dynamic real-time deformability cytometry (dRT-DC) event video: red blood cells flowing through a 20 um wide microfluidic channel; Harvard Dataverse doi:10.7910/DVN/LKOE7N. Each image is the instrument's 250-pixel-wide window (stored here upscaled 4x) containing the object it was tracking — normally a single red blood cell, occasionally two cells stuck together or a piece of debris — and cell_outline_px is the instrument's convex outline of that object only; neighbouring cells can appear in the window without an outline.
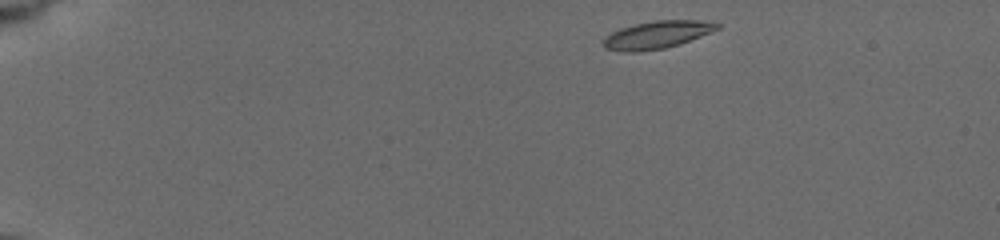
{"species": "common noctule bat (a hibernating species)", "species_latin": "Nyctalus noctula", "temperature_condition": "cold", "stored_images_in_passage": 47, "camera_frame_rate_fps": 3000, "um_per_image_px": 0.085, "animal": {"sex": "female", "body_mass_g": 19.5, "forearm_length_mm": 54.1}, "frame": {"image": 1, "passage_image": 1, "time_ms": 0.0, "image_size_px": [1000, 240], "cell_outline_px": [[720, 28], [680, 44], [664, 48], [640, 52], [624, 52], [604, 48], [604, 40], [612, 32], [620, 28], [636, 24], [656, 20], [700, 20], [720, 24]], "centroid_in_image_um": [55.85, 2.96], "position_along_channel_um": 29.2, "area_um2": 18.09}}
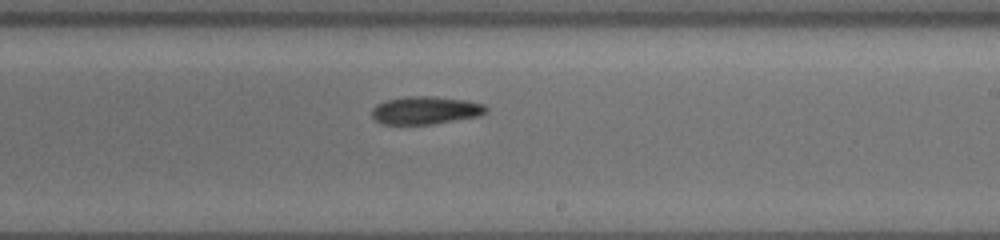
{"frame": {"image": 2, "passage_image": 27, "time_ms": 8.667, "image_size_px": [1000, 240], "cell_outline_px": [[488, 112], [480, 116], [432, 124], [380, 124], [372, 116], [372, 108], [376, 104], [388, 100], [408, 96], [432, 96], [464, 100], [484, 104], [488, 108]], "centroid_in_image_um": [36.18, 9.38], "position_along_channel_um": 252.8, "area_um2": 18.55}}
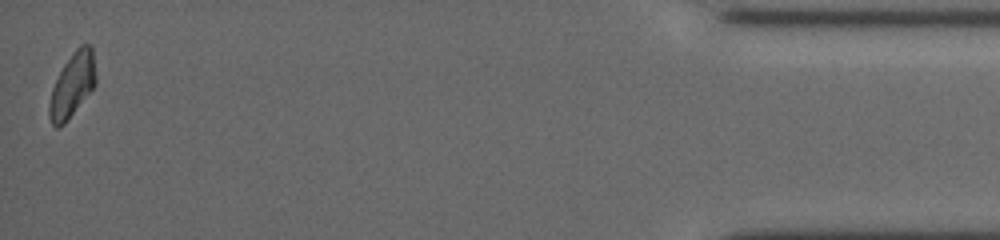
{"frame": {"image": 3, "passage_image": 47, "time_ms": 15.333, "image_size_px": [1000, 240], "cell_outline_px": [[96, 84], [64, 124], [56, 128], [52, 124], [48, 116], [48, 104], [52, 88], [64, 64], [72, 52], [80, 44], [92, 44], [96, 76]], "centroid_in_image_um": [6.15, 7.21], "position_along_channel_um": 429.1, "area_um2": 17.4}, "authors_computed_cell_mechanics": {"area_um2": 18.496, "velocity_mm_per_s": 3.7413, "shape_relaxation_time_tau1_ms": 7.1936, "shape_relaxation_time_tau2_ms": null, "deformation_change_tau1": 0.187, "deformation_change_tau2": null}}